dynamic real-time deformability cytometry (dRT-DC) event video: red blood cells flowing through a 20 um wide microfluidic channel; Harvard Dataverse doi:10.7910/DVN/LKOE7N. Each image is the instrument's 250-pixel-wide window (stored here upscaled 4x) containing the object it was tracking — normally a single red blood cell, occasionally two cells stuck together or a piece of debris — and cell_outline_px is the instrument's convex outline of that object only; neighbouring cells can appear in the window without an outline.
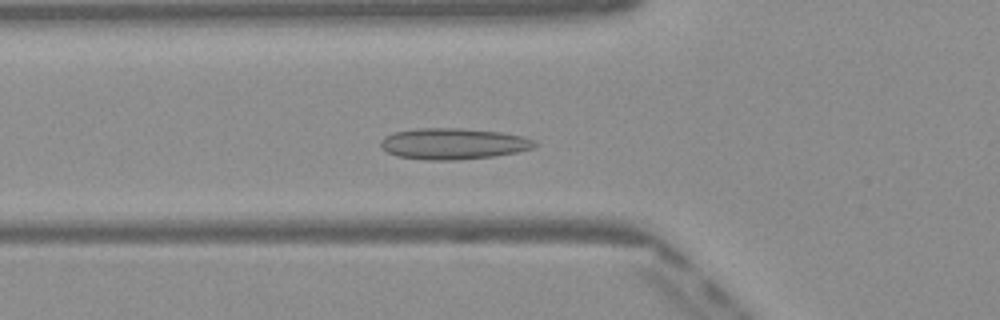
{"species": "Egyptian fruit bat (a non-hibernating species)", "species_latin": "Rousettus aegyptiacus", "temperature_condition": "warm", "stored_images_in_passage": 38, "camera_frame_rate_fps": 3000, "um_per_image_px": 0.085, "frame": {"image": 1, "passage_image": 6, "time_ms": 1.667, "image_size_px": [1000, 320], "cell_outline_px": [[536, 144], [532, 148], [516, 152], [492, 156], [456, 160], [428, 160], [396, 156], [380, 148], [380, 140], [384, 136], [396, 132], [416, 128], [460, 128], [500, 132], [524, 136], [536, 140]], "centroid_in_image_um": [38.5, 12.21], "position_along_channel_um": 87.3, "area_um2": 27.98}}
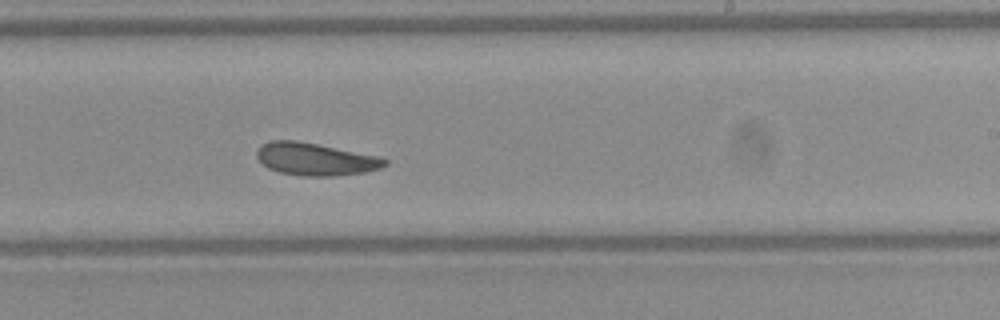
{"frame": {"image": 2, "passage_image": 19, "time_ms": 6.0, "image_size_px": [1000, 320], "cell_outline_px": [[388, 164], [380, 168], [364, 172], [336, 176], [300, 176], [280, 172], [268, 168], [256, 156], [256, 148], [260, 144], [268, 140], [296, 140], [380, 156], [388, 160]], "centroid_in_image_um": [26.79, 13.52], "position_along_channel_um": 262.2, "area_um2": 24.45}}
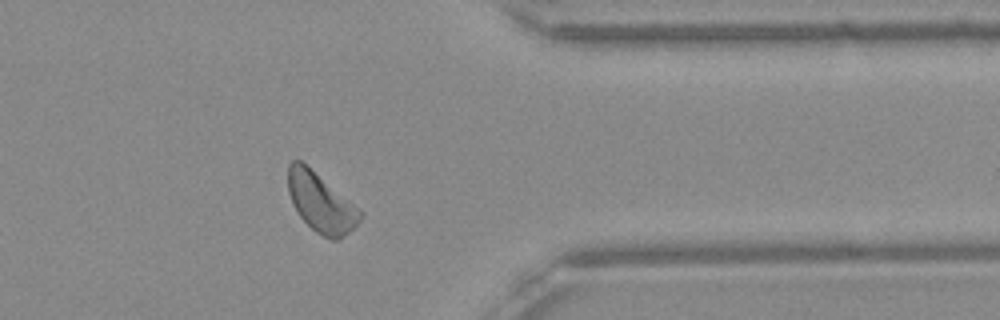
{"frame": {"image": 3, "passage_image": 29, "time_ms": 9.333, "image_size_px": [1000, 320], "cell_outline_px": [[364, 212], [360, 220], [344, 236], [336, 240], [332, 240], [316, 232], [296, 212], [292, 204], [288, 192], [288, 164], [292, 160], [300, 160], [360, 208]], "centroid_in_image_um": [27.27, 17.22], "position_along_channel_um": 384.1, "area_um2": 24.62}, "authors_computed_cell_mechanics": {"area_um2": 24.4783, "velocity_mm_per_s": 4.0276, "shape_relaxation_time_tau1_ms": 7.9538, "shape_relaxation_time_tau2_ms": 2.5917, "deformation_change_tau1": 0.1364, "deformation_change_tau2": 0.0891}}